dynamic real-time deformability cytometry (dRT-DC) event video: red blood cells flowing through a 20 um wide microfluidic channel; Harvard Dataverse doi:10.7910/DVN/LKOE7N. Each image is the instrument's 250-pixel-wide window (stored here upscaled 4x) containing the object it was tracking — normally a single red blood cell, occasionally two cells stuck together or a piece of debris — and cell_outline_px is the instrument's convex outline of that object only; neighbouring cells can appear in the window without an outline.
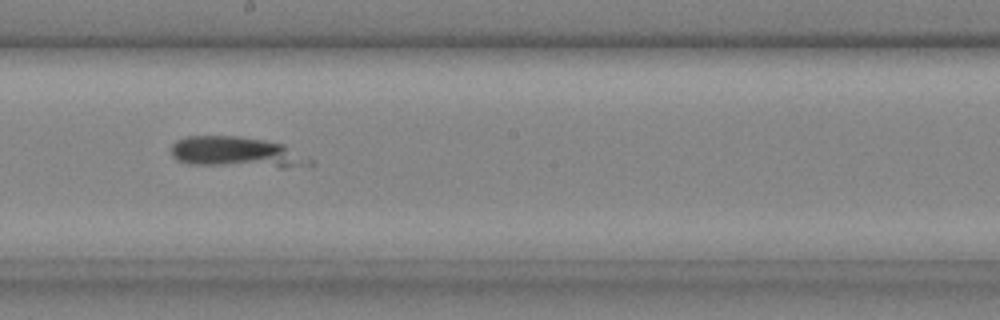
{"species": "common noctule bat (a hibernating species)", "species_latin": "Nyctalus noctula", "temperature_condition": "cold", "stored_images_in_passage": 16, "camera_frame_rate_fps": 3000, "um_per_image_px": 0.085, "animal": {"sex": "male", "body_mass_g": 20.4}, "frame": {"image": 1, "passage_image": 11, "time_ms": 3.333, "image_size_px": [1000, 320], "cell_outline_px": [[316, 164], [284, 168], [280, 168], [188, 164], [176, 160], [172, 156], [172, 144], [176, 140], [184, 136], [240, 136], [264, 140], [284, 144], [312, 156]], "centroid_in_image_um": [20.21, 12.96], "position_along_channel_um": 228.0, "area_um2": 25.66}}